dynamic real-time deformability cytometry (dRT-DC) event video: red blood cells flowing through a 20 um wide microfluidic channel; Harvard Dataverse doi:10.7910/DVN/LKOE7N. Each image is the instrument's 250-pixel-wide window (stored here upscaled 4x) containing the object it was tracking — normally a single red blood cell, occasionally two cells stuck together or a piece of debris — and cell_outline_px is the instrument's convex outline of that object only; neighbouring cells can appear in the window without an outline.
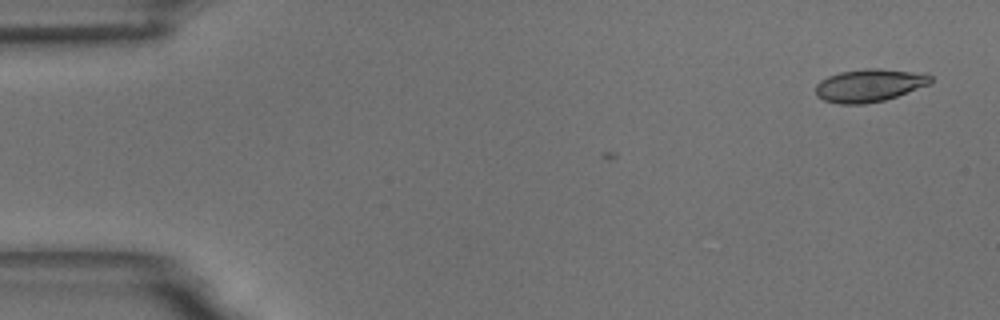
{"species": "common noctule bat (a hibernating species)", "species_latin": "Nyctalus noctula", "temperature_condition": "room temperature", "stored_images_in_passage": 4, "camera_frame_rate_fps": 3000, "um_per_image_px": 0.085, "animal": {"sex": "male", "body_mass_g": 18.8}, "frame": {"image": 1, "passage_image": 4, "time_ms": 1.0, "image_size_px": [1000, 320], "cell_outline_px": [[932, 80], [928, 84], [896, 96], [884, 100], [864, 104], [840, 104], [824, 100], [816, 96], [816, 84], [820, 80], [828, 76], [840, 72], [864, 68], [876, 68], [928, 72], [932, 76]], "centroid_in_image_um": [73.9, 7.23], "position_along_channel_um": 11.1, "area_um2": 22.14}}